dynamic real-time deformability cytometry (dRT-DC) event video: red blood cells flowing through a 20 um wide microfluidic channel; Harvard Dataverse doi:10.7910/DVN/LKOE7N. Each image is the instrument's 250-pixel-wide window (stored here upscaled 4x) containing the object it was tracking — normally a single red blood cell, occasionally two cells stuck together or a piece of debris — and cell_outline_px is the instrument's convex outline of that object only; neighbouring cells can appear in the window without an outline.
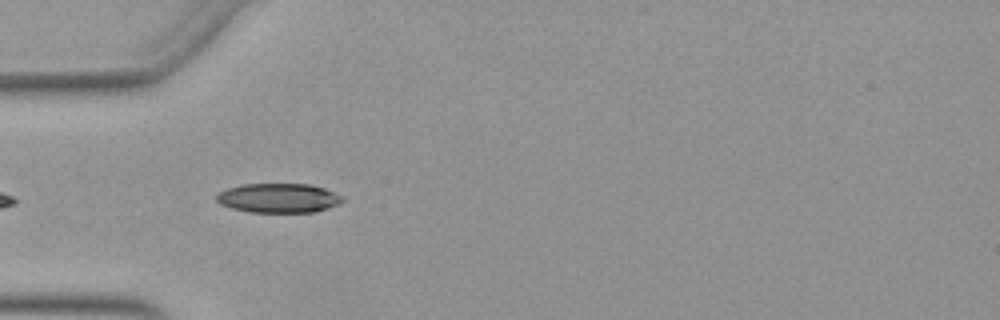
{"species": "Egyptian fruit bat (a non-hibernating species)", "species_latin": "Rousettus aegyptiacus", "temperature_condition": "warm", "stored_images_in_passage": 22, "camera_frame_rate_fps": 3000, "um_per_image_px": 0.085, "animal": {"sex": "female"}, "frame": {"image": 1, "passage_image": 1, "time_ms": 0.0, "image_size_px": [1000, 320], "cell_outline_px": [[344, 200], [340, 204], [316, 212], [252, 212], [232, 208], [220, 204], [216, 200], [216, 196], [220, 192], [228, 188], [244, 184], [308, 184], [324, 188], [344, 196]], "centroid_in_image_um": [23.72, 16.83], "position_along_channel_um": 61.3, "area_um2": 21.56}}